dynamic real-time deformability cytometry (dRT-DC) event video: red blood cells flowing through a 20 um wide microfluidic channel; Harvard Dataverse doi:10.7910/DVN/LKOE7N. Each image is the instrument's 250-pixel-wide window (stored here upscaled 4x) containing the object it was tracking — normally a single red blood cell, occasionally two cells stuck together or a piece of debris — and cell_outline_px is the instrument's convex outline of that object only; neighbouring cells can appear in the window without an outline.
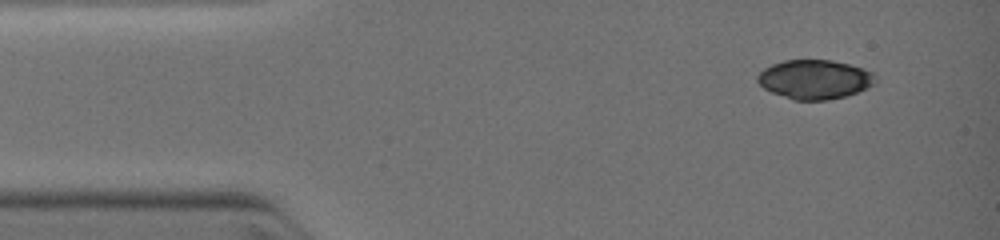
{"species": "common noctule bat (a hibernating species)", "species_latin": "Nyctalus noctula", "temperature_condition": "warm", "stored_images_in_passage": 10, "camera_frame_rate_fps": 3000, "um_per_image_px": 0.085, "animal": {"sex": "female", "body_mass_g": 19.0, "forearm_length_mm": 51.5}, "frame": {"image": 1, "passage_image": 1, "time_ms": 0.0, "image_size_px": [1000, 240], "cell_outline_px": [[876, 80], [868, 88], [844, 96], [828, 100], [792, 100], [772, 92], [764, 88], [756, 80], [756, 76], [764, 68], [772, 64], [784, 60], [832, 60], [848, 64], [872, 72], [876, 76]], "centroid_in_image_um": [69.22, 6.75], "position_along_channel_um": 15.8, "area_um2": 26.82}}
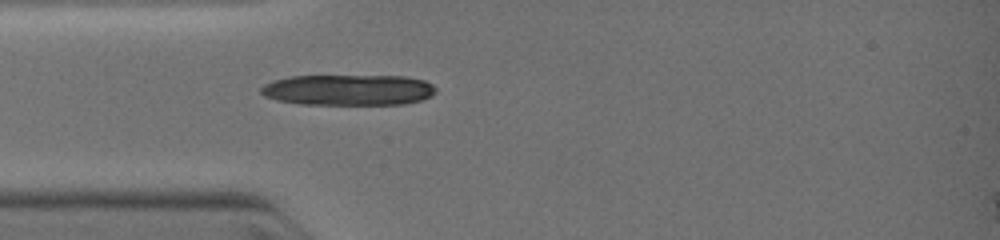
{"frame": {"image": 2, "passage_image": 8, "time_ms": 2.333, "image_size_px": [1000, 240], "cell_outline_px": [[436, 92], [432, 96], [420, 100], [404, 104], [300, 104], [276, 100], [264, 96], [260, 92], [260, 88], [264, 84], [272, 80], [288, 76], [404, 76], [424, 80], [432, 84], [436, 88]], "centroid_in_image_um": [29.59, 7.64], "position_along_channel_um": 55.4, "area_um2": 31.62}}
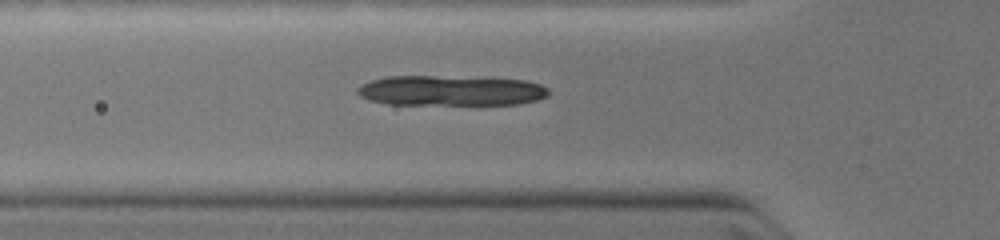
{"frame": {"image": 3, "passage_image": 10, "time_ms": 3.0, "image_size_px": [1000, 240], "cell_outline_px": [[548, 96], [536, 100], [520, 104], [388, 104], [368, 100], [360, 96], [356, 92], [356, 88], [372, 80], [384, 76], [432, 76], [524, 80], [540, 84], [548, 88]], "centroid_in_image_um": [38.28, 7.71], "position_along_channel_um": 87.5, "area_um2": 33.47}}